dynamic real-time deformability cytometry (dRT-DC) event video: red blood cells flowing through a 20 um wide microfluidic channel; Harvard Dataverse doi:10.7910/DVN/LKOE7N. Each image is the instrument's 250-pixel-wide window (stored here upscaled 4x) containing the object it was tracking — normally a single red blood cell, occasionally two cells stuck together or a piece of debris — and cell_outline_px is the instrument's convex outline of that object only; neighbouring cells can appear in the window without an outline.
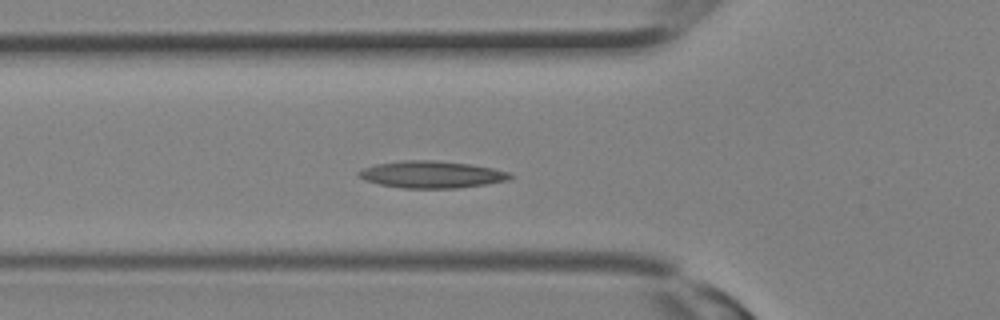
{"species": "Egyptian fruit bat (a non-hibernating species)", "species_latin": "Rousettus aegyptiacus", "temperature_condition": "room temperature", "stored_images_in_passage": 11, "camera_frame_rate_fps": 3000, "um_per_image_px": 0.085, "animal": {"sex": "female"}, "frame": {"image": 1, "passage_image": 8, "time_ms": 2.333, "image_size_px": [1000, 320], "cell_outline_px": [[516, 176], [508, 180], [484, 184], [456, 188], [404, 188], [380, 184], [364, 180], [356, 172], [364, 168], [376, 164], [404, 160], [436, 160], [472, 164], [492, 168], [508, 172]], "centroid_in_image_um": [36.71, 14.82], "position_along_channel_um": 89.1, "area_um2": 23.76}}
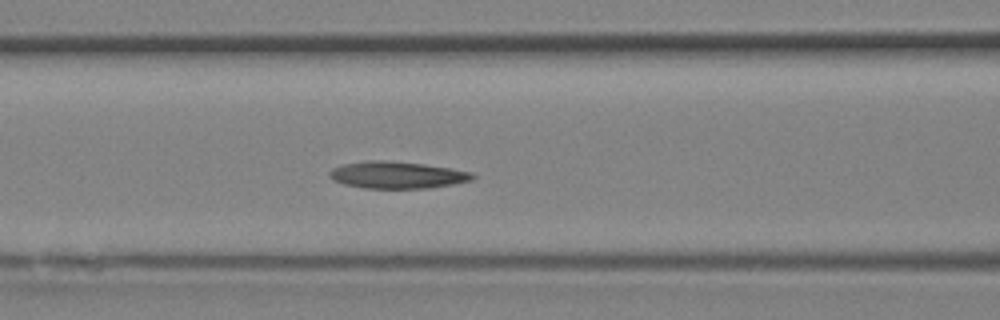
{"frame": {"image": 2, "passage_image": 10, "time_ms": 3.0, "image_size_px": [1000, 320], "cell_outline_px": [[476, 176], [472, 180], [452, 184], [428, 188], [364, 188], [344, 184], [332, 180], [328, 176], [328, 172], [332, 168], [344, 164], [364, 160], [384, 160], [424, 164], [452, 168], [472, 172]], "centroid_in_image_um": [33.73, 14.86], "position_along_channel_um": 132.9, "area_um2": 22.6}}